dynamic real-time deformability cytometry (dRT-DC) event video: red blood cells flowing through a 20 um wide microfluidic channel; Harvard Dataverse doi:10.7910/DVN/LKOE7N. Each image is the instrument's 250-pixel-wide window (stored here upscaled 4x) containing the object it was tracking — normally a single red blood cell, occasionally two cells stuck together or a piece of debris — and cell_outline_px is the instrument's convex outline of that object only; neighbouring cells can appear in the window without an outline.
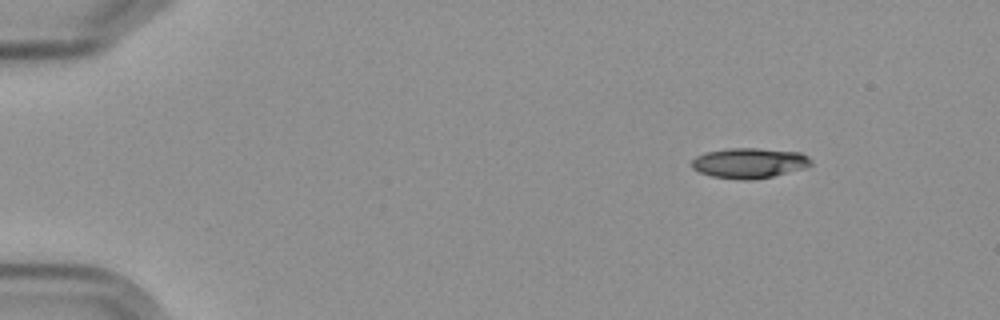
{"species": "Egyptian fruit bat (a non-hibernating species)", "species_latin": "Rousettus aegyptiacus", "temperature_condition": "cold", "stored_images_in_passage": 4, "camera_frame_rate_fps": 3000, "um_per_image_px": 0.085, "frame": {"image": 1, "passage_image": 1, "time_ms": 0.0, "image_size_px": [1000, 320], "cell_outline_px": [[812, 164], [804, 168], [772, 176], [752, 180], [740, 180], [712, 176], [700, 172], [692, 168], [692, 160], [696, 156], [708, 152], [732, 148], [756, 148], [800, 152], [808, 156], [812, 160]], "centroid_in_image_um": [63.71, 13.86], "position_along_channel_um": 21.3, "area_um2": 20.87}}
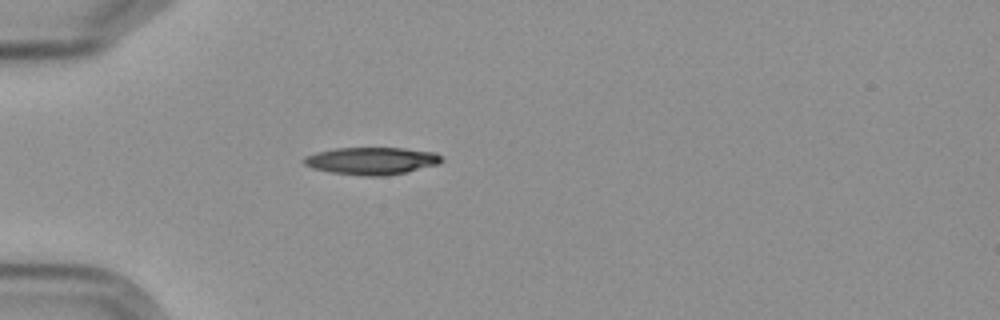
{"frame": {"image": 2, "passage_image": 4, "time_ms": 3.333, "image_size_px": [1000, 320], "cell_outline_px": [[444, 160], [436, 164], [404, 172], [384, 176], [364, 176], [332, 172], [312, 168], [304, 164], [300, 160], [304, 156], [316, 152], [332, 148], [404, 148], [436, 152]], "centroid_in_image_um": [31.52, 13.66], "position_along_channel_um": 53.5, "area_um2": 21.91}}